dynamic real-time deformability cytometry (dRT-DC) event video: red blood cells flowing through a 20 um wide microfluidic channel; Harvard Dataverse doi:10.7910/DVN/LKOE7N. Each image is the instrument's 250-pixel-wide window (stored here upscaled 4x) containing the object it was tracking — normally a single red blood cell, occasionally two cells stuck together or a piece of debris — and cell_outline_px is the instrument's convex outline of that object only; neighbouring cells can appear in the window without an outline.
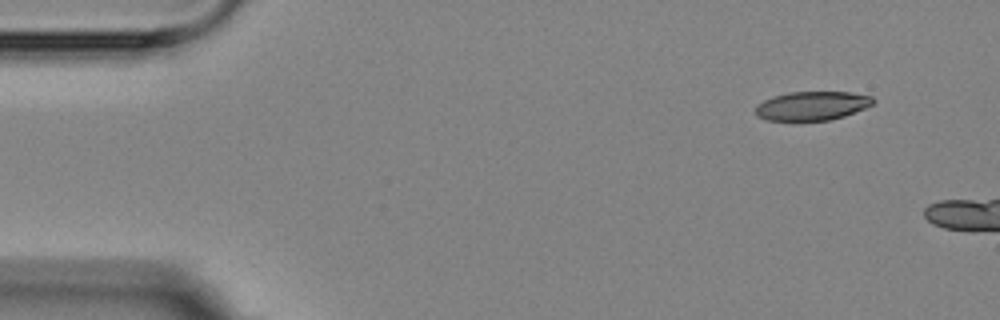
{"species": "Egyptian fruit bat (a non-hibernating species)", "species_latin": "Rousettus aegyptiacus", "temperature_condition": "room temperature", "stored_images_in_passage": 3, "camera_frame_rate_fps": 3000, "um_per_image_px": 0.085, "animal": {"sex": "female"}, "frame": {"image": 1, "passage_image": 3, "time_ms": 2.333, "image_size_px": [1000, 320], "cell_outline_px": [[876, 100], [872, 104], [864, 108], [844, 116], [828, 120], [764, 120], [756, 116], [756, 104], [764, 100], [788, 92], [852, 92], [872, 96]], "centroid_in_image_um": [69.02, 8.99], "position_along_channel_um": 16.0, "area_um2": 19.71}}